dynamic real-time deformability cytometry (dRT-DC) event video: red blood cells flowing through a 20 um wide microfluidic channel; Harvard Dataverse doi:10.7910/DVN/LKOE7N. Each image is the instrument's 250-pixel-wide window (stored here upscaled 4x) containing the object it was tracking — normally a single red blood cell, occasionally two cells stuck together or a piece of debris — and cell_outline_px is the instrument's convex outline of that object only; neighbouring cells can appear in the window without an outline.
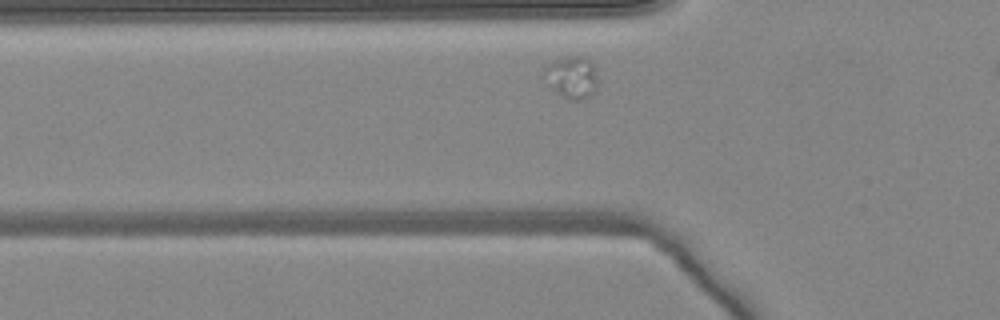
{"species": "common noctule bat (a hibernating species)", "species_latin": "Nyctalus noctula", "temperature_condition": "warm", "stored_images_in_passage": 16, "camera_frame_rate_fps": 3000, "um_per_image_px": 0.085, "animal": {"sex": "female", "body_mass_g": 24.6, "forearm_length_mm": 56.2}, "frame": {"image": 1, "passage_image": 4, "time_ms": 1.0, "image_size_px": [1000, 320], "cell_outline_px": [[596, 84], [592, 96], [584, 100], [568, 100], [552, 88], [544, 72], [544, 68], [548, 64], [572, 56], [584, 56], [592, 64], [596, 80]], "centroid_in_image_um": [48.63, 6.6], "position_along_channel_um": 77.2, "area_um2": 12.6}}